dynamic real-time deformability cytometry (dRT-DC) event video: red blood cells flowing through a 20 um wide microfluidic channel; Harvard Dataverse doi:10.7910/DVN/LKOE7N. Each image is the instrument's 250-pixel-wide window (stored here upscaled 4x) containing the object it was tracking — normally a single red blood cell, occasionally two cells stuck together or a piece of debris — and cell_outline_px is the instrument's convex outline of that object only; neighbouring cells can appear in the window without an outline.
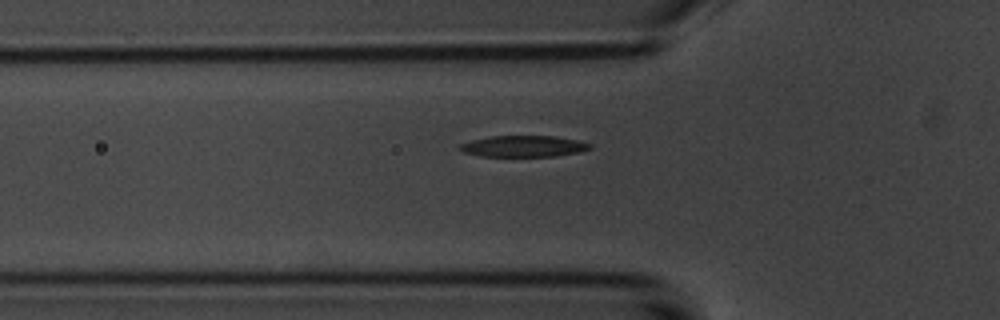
{"species": "common noctule bat (a hibernating species)", "species_latin": "Nyctalus noctula", "temperature_condition": "room temperature", "stored_images_in_passage": 33, "camera_frame_rate_fps": 3000, "um_per_image_px": 0.085, "animal": {"sex": "male", "body_mass_g": 20.1, "forearm_length_mm": 53.5}, "frame": {"image": 1, "passage_image": 4, "time_ms": 1.0, "image_size_px": [1000, 320], "cell_outline_px": [[592, 148], [580, 152], [556, 156], [480, 156], [464, 152], [456, 148], [460, 144], [472, 140], [492, 136], [556, 136], [576, 140], [592, 144]], "centroid_in_image_um": [44.5, 12.43], "position_along_channel_um": 81.3, "area_um2": 16.13}}
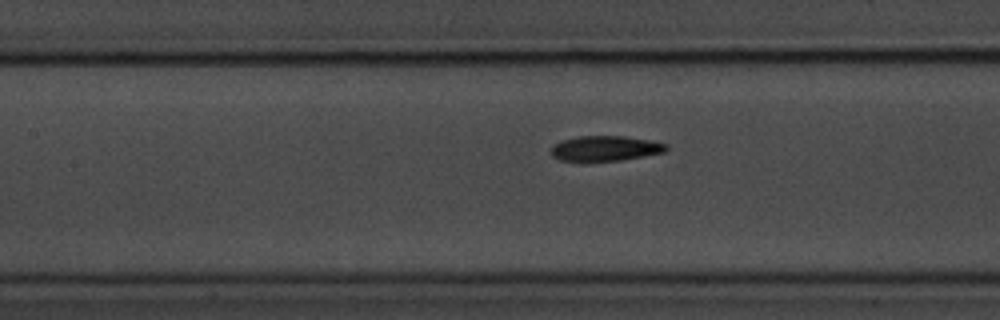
{"frame": {"image": 2, "passage_image": 10, "time_ms": 3.0, "image_size_px": [1000, 320], "cell_outline_px": [[668, 148], [664, 152], [644, 156], [620, 160], [560, 160], [552, 156], [552, 144], [560, 140], [576, 136], [624, 136], [648, 140], [668, 144]], "centroid_in_image_um": [51.43, 12.59], "position_along_channel_um": 156.0, "area_um2": 16.7}}
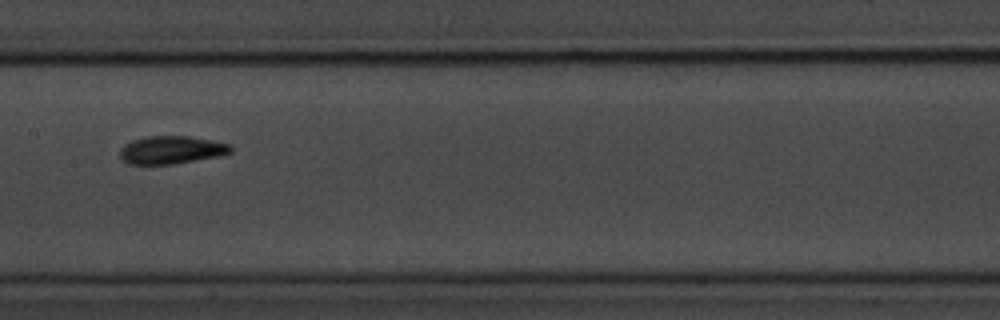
{"frame": {"image": 3, "passage_image": 13, "time_ms": 4.0, "image_size_px": [1000, 320], "cell_outline_px": [[232, 152], [220, 156], [172, 164], [128, 164], [120, 156], [120, 148], [124, 144], [132, 140], [144, 136], [188, 136], [212, 140], [232, 144]], "centroid_in_image_um": [14.58, 12.73], "position_along_channel_um": 192.8, "area_um2": 18.15}}